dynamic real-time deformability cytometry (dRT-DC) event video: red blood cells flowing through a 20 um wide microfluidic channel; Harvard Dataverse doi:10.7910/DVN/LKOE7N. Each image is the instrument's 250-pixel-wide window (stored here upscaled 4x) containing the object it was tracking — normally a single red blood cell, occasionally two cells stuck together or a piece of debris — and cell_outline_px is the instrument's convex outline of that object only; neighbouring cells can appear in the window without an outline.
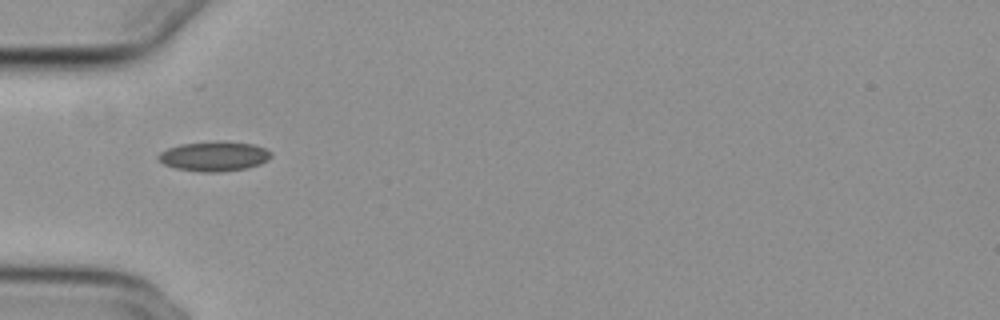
{"species": "common noctule bat (a hibernating species)", "species_latin": "Nyctalus noctula", "temperature_condition": "cold", "stored_images_in_passage": 37, "camera_frame_rate_fps": 3000, "um_per_image_px": 0.085, "animal": {"sex": "female", "body_mass_g": 29.2, "forearm_length_mm": 56.3}, "frame": {"image": 1, "passage_image": 1, "time_ms": 0.0, "image_size_px": [1000, 320], "cell_outline_px": [[272, 156], [268, 160], [260, 164], [248, 168], [216, 172], [204, 172], [176, 168], [164, 164], [156, 156], [160, 152], [168, 148], [180, 144], [216, 140], [224, 140], [252, 144], [264, 148], [272, 152]], "centroid_in_image_um": [18.22, 13.26], "position_along_channel_um": 66.8, "area_um2": 19.71}}
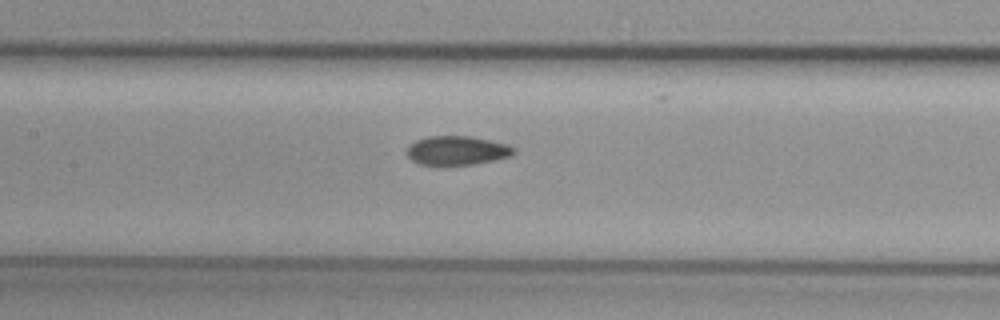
{"frame": {"image": 2, "passage_image": 9, "time_ms": 2.667, "image_size_px": [1000, 320], "cell_outline_px": [[516, 152], [512, 156], [496, 160], [472, 164], [420, 164], [412, 160], [408, 156], [408, 144], [416, 140], [428, 136], [472, 136], [508, 144], [516, 148]], "centroid_in_image_um": [38.9, 12.77], "position_along_channel_um": 168.5, "area_um2": 18.09}}
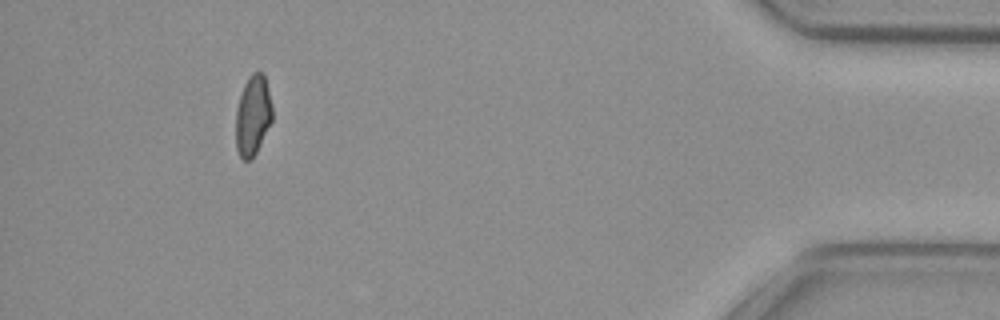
{"frame": {"image": 3, "passage_image": 33, "time_ms": 10.667, "image_size_px": [1000, 320], "cell_outline_px": [[272, 120], [252, 160], [244, 160], [240, 156], [236, 148], [236, 108], [244, 84], [248, 76], [252, 72], [260, 72], [264, 76], [268, 88], [272, 104]], "centroid_in_image_um": [21.48, 9.81], "position_along_channel_um": 413.7, "area_um2": 16.99}, "authors_computed_cell_mechanics": {"area_um2": 17.8024, "velocity_mm_per_s": 3.8391, "shape_relaxation_time_tau1_ms": null, "shape_relaxation_time_tau2_ms": 5.6415, "deformation_change_tau1": null, "deformation_change_tau2": 0.0966}}